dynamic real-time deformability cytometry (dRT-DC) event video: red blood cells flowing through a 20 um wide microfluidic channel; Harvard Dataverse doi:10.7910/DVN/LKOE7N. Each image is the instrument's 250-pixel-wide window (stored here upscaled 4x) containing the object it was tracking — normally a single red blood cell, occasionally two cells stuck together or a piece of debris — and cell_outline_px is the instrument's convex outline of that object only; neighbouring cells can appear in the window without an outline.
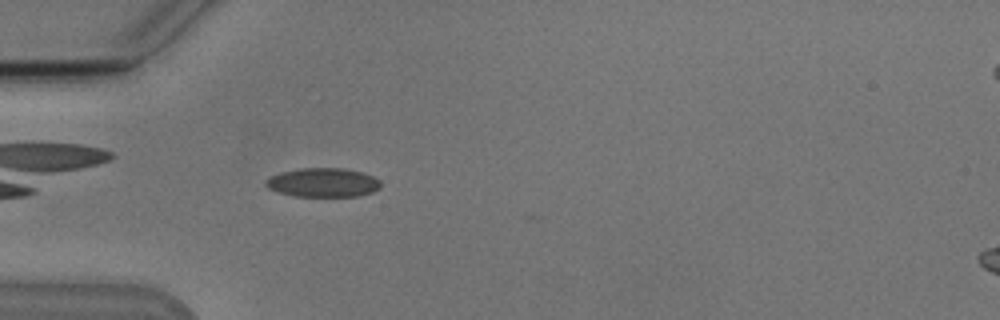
{"species": "Egyptian fruit bat (a non-hibernating species)", "species_latin": "Rousettus aegyptiacus", "temperature_condition": "cold", "stored_images_in_passage": 27, "camera_frame_rate_fps": 3000, "um_per_image_px": 0.085, "animal": {"sex": "male"}, "frame": {"image": 1, "passage_image": 4, "time_ms": 1.0, "image_size_px": [1000, 320], "cell_outline_px": [[380, 188], [372, 192], [356, 196], [296, 196], [280, 192], [268, 188], [264, 184], [264, 180], [280, 172], [296, 168], [344, 168], [360, 172], [372, 176], [380, 180]], "centroid_in_image_um": [27.43, 15.5], "position_along_channel_um": 57.6, "area_um2": 19.36}}
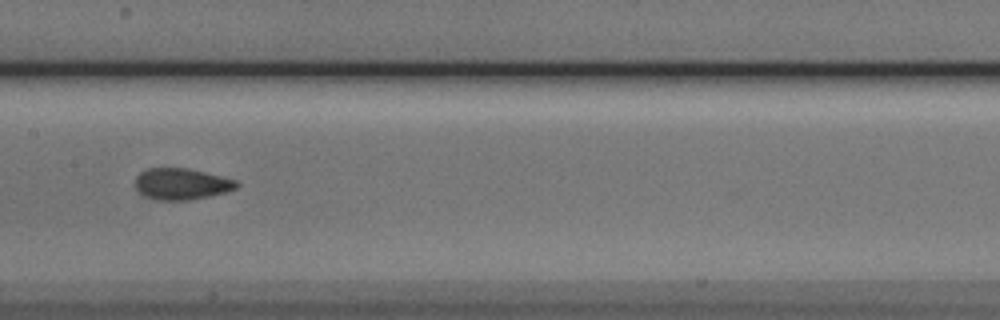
{"frame": {"image": 2, "passage_image": 15, "time_ms": 4.667, "image_size_px": [1000, 320], "cell_outline_px": [[240, 184], [236, 188], [228, 192], [188, 200], [156, 200], [140, 192], [132, 184], [136, 176], [140, 172], [148, 168], [188, 168], [236, 180]], "centroid_in_image_um": [15.41, 15.63], "position_along_channel_um": 192.0, "area_um2": 18.55}}
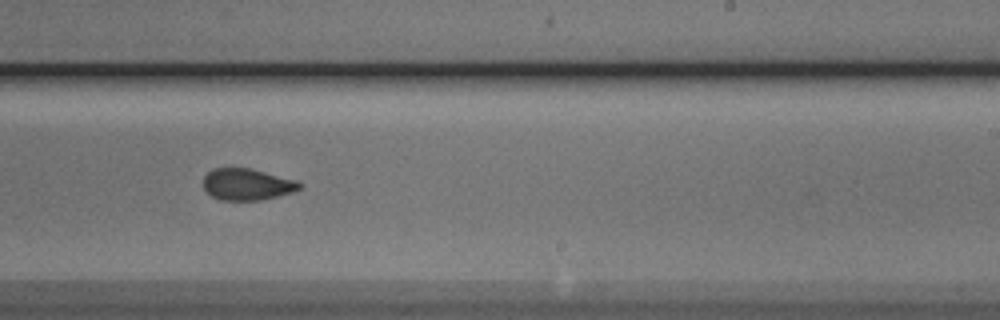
{"frame": {"image": 3, "passage_image": 21, "time_ms": 6.667, "image_size_px": [1000, 320], "cell_outline_px": [[304, 184], [300, 188], [292, 192], [260, 200], [220, 200], [212, 196], [204, 188], [204, 176], [212, 168], [248, 168], [296, 180]], "centroid_in_image_um": [20.99, 15.67], "position_along_channel_um": 268.0, "area_um2": 17.51}}